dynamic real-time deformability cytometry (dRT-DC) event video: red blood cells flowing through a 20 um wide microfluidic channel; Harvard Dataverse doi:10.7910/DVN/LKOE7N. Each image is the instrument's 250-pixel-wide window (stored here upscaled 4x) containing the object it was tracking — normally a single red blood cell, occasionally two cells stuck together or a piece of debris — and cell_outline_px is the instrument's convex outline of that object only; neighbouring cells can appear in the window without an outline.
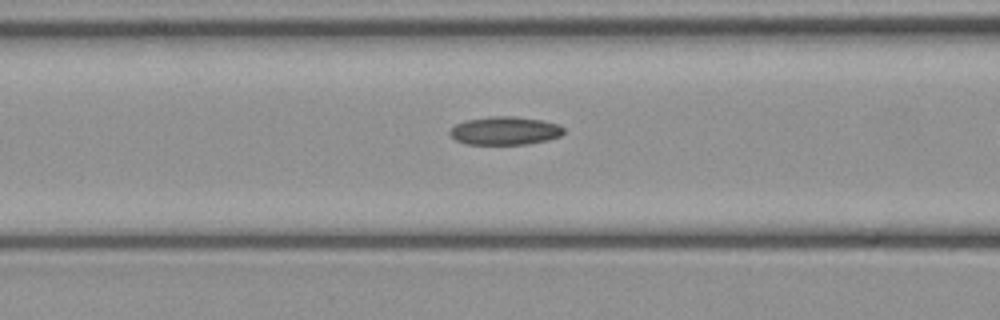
{"species": "common noctule bat (a hibernating species)", "species_latin": "Nyctalus noctula", "temperature_condition": "cold", "stored_images_in_passage": 10, "camera_frame_rate_fps": 3000, "um_per_image_px": 0.085, "animal": {"sex": "female", "body_mass_g": 21.9}, "frame": {"image": 1, "passage_image": 9, "time_ms": 2.667, "image_size_px": [1000, 320], "cell_outline_px": [[564, 132], [560, 136], [548, 140], [528, 144], [464, 144], [456, 140], [448, 132], [456, 124], [464, 120], [488, 116], [516, 116], [544, 120], [560, 124], [564, 128]], "centroid_in_image_um": [42.94, 11.1], "position_along_channel_um": 123.7, "area_um2": 19.02}}